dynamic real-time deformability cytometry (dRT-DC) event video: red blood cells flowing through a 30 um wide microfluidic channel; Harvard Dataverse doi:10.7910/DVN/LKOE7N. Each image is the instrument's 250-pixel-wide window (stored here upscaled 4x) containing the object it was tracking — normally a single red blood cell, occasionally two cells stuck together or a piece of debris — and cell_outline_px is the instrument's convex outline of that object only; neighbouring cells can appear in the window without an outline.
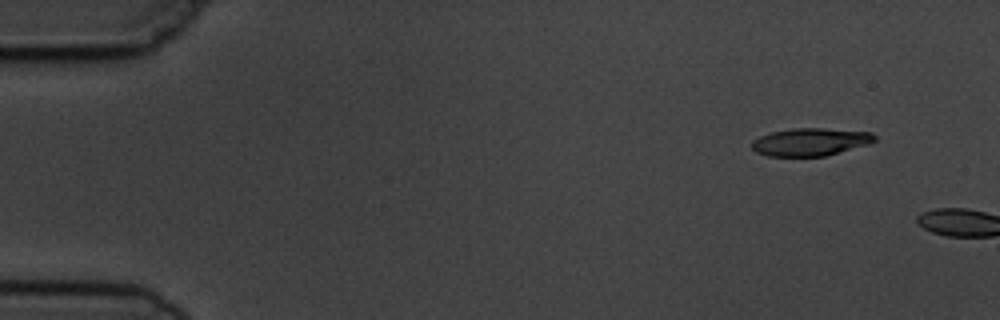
{"species": "common noctule bat (a hibernating species)", "species_latin": "Nyctalus noctula", "temperature_condition": "cold", "stored_images_in_passage": 3, "camera_frame_rate_fps": 3000, "um_per_image_px": 0.085, "animal": {"sex": "male", "body_mass_g": 19.5, "forearm_length_mm": 54.6}, "frame": {"image": 1, "passage_image": 2, "time_ms": 1.0, "image_size_px": [1000, 320], "cell_outline_px": [[876, 140], [868, 144], [824, 156], [768, 156], [756, 152], [752, 148], [752, 140], [760, 136], [772, 132], [792, 128], [824, 128], [872, 132], [876, 136]], "centroid_in_image_um": [68.88, 12.05], "position_along_channel_um": 16.1, "area_um2": 19.77}}